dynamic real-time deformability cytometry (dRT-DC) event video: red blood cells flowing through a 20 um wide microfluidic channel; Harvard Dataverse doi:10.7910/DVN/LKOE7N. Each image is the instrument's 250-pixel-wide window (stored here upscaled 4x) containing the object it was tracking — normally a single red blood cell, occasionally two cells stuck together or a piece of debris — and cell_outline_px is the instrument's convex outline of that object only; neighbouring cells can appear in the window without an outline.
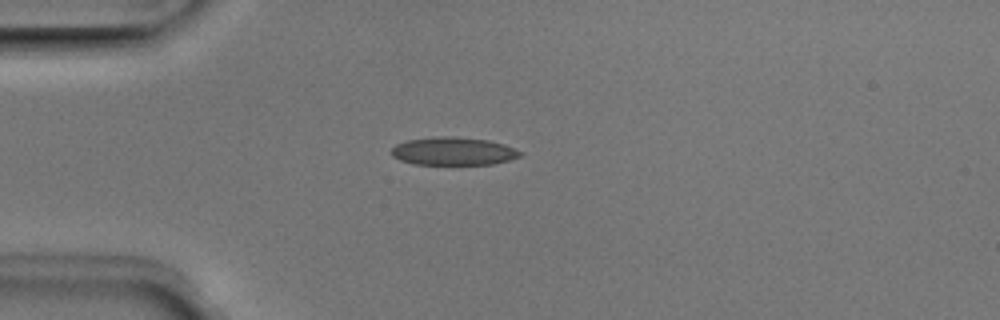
{"species": "Egyptian fruit bat (a non-hibernating species)", "species_latin": "Rousettus aegyptiacus", "temperature_condition": "room temperature", "stored_images_in_passage": 47, "camera_frame_rate_fps": 3000, "um_per_image_px": 0.085, "animal": {"sex": "male"}, "frame": {"image": 1, "passage_image": 10, "time_ms": 3.0, "image_size_px": [1000, 320], "cell_outline_px": [[524, 152], [520, 156], [508, 160], [492, 164], [412, 164], [400, 160], [392, 156], [392, 148], [396, 144], [408, 140], [440, 136], [452, 136], [488, 140], [504, 144]], "centroid_in_image_um": [38.54, 12.85], "position_along_channel_um": 46.5, "area_um2": 20.92}}
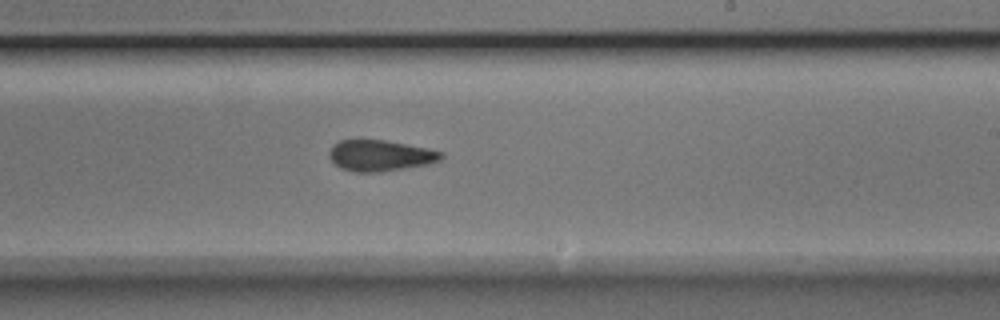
{"frame": {"image": 2, "passage_image": 27, "time_ms": 8.667, "image_size_px": [1000, 320], "cell_outline_px": [[444, 156], [440, 160], [428, 164], [380, 172], [356, 172], [340, 168], [328, 156], [328, 152], [332, 144], [340, 140], [384, 140], [428, 148], [444, 152]], "centroid_in_image_um": [32.31, 13.22], "position_along_channel_um": 256.7, "area_um2": 20.29}}
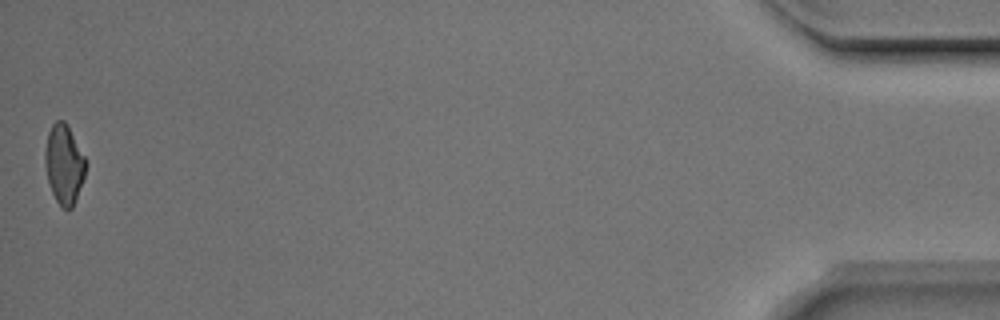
{"frame": {"image": 3, "passage_image": 47, "time_ms": 15.333, "image_size_px": [1000, 320], "cell_outline_px": [[88, 164], [84, 176], [72, 208], [60, 208], [52, 192], [48, 180], [44, 164], [44, 152], [48, 132], [52, 124], [56, 120], [64, 120], [68, 124]], "centroid_in_image_um": [5.44, 13.93], "position_along_channel_um": 429.8, "area_um2": 18.9}, "authors_computed_cell_mechanics": {"area_um2": 20.4612, "velocity_mm_per_s": 4.0127, "shape_relaxation_time_tau1_ms": 3.5303, "shape_relaxation_time_tau2_ms": 2.5276, "deformation_change_tau1": 0.1106, "deformation_change_tau2": 0.1059}}